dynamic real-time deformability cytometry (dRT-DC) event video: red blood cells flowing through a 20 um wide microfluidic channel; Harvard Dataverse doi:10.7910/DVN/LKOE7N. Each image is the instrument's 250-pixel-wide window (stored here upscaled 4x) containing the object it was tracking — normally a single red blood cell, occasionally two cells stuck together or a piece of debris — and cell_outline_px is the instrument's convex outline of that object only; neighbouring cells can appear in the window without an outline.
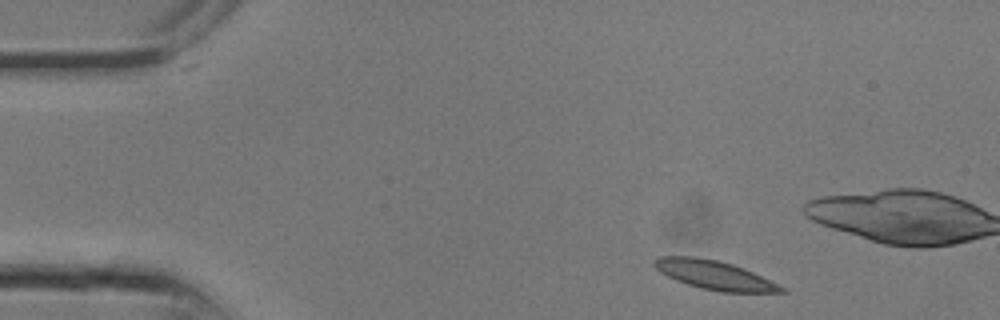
{"species": "common noctule bat (a hibernating species)", "species_latin": "Nyctalus noctula", "temperature_condition": "room temperature", "stored_images_in_passage": 7, "camera_frame_rate_fps": 3000, "um_per_image_px": 0.085, "animal": {"sex": "male", "body_mass_g": 13.3}, "frame": {"image": 1, "passage_image": 1, "time_ms": 0.0, "image_size_px": [1000, 320], "cell_outline_px": [[788, 292], [720, 292], [700, 288], [676, 280], [660, 272], [652, 264], [652, 260], [660, 256], [696, 256], [720, 260], [744, 268], [784, 288]], "centroid_in_image_um": [60.66, 23.36], "position_along_channel_um": 24.3, "area_um2": 21.27}}
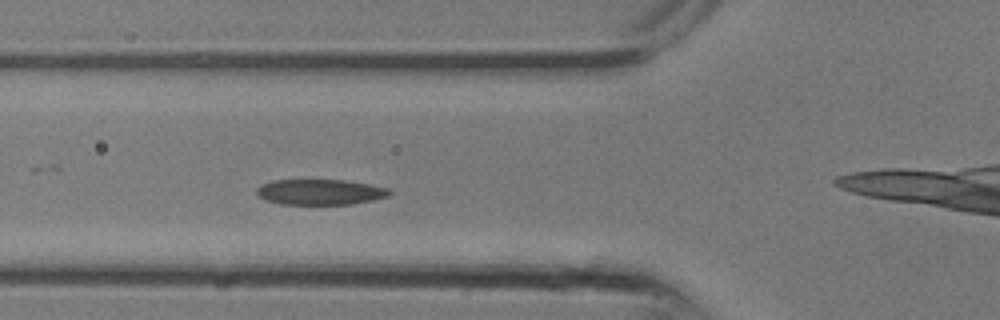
{"frame": {"image": 2, "passage_image": 7, "time_ms": 2.0, "image_size_px": [1000, 320], "cell_outline_px": [[392, 192], [388, 196], [372, 200], [352, 204], [280, 204], [264, 200], [256, 192], [256, 188], [260, 184], [272, 180], [344, 180], [368, 184], [388, 188]], "centroid_in_image_um": [27.17, 16.32], "position_along_channel_um": 98.6, "area_um2": 19.77}}